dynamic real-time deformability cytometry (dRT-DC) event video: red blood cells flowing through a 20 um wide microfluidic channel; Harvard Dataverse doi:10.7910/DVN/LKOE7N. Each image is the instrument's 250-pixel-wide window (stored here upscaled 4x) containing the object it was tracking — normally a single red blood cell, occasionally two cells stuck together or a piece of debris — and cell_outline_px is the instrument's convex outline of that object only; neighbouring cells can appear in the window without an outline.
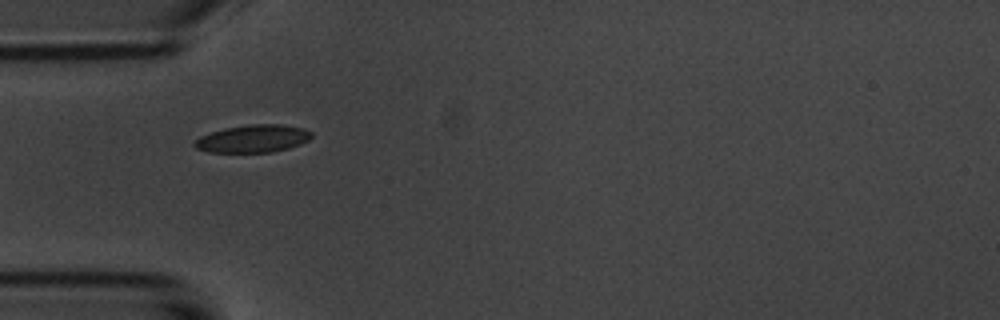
{"species": "common noctule bat (a hibernating species)", "species_latin": "Nyctalus noctula", "temperature_condition": "room temperature", "stored_images_in_passage": 14, "camera_frame_rate_fps": 3000, "um_per_image_px": 0.085, "animal": {"sex": "male", "body_mass_g": 20.1, "forearm_length_mm": 53.5}, "frame": {"image": 1, "passage_image": 1, "time_ms": 0.0, "image_size_px": [1000, 320], "cell_outline_px": [[312, 136], [308, 140], [300, 144], [288, 148], [272, 152], [208, 152], [196, 148], [192, 144], [200, 136], [224, 128], [248, 124], [280, 124], [304, 128], [312, 132]], "centroid_in_image_um": [21.5, 11.78], "position_along_channel_um": 63.5, "area_um2": 18.84}}
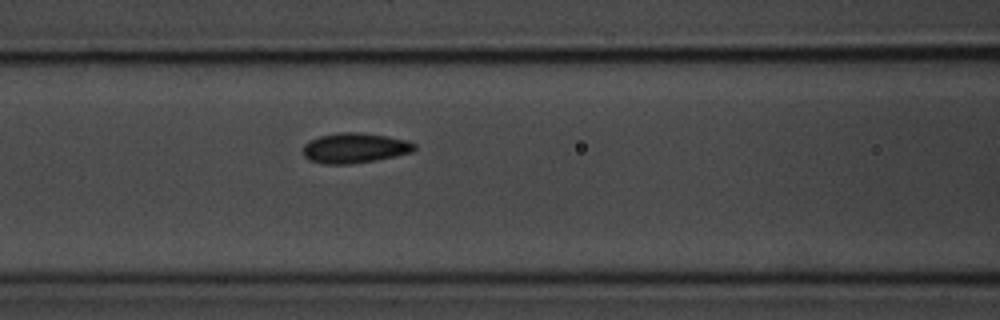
{"frame": {"image": 2, "passage_image": 7, "time_ms": 2.0, "image_size_px": [1000, 320], "cell_outline_px": [[416, 148], [412, 152], [396, 156], [376, 160], [348, 164], [324, 164], [308, 160], [304, 156], [304, 144], [308, 140], [320, 136], [340, 132], [360, 132], [388, 136], [408, 140], [416, 144]], "centroid_in_image_um": [30.16, 12.57], "position_along_channel_um": 136.4, "area_um2": 19.71}}
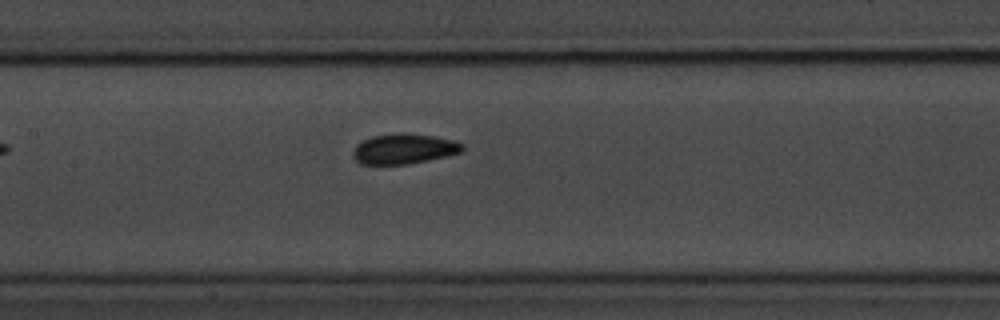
{"frame": {"image": 3, "passage_image": 10, "time_ms": 3.0, "image_size_px": [1000, 320], "cell_outline_px": [[464, 148], [460, 152], [428, 160], [408, 164], [360, 164], [352, 156], [352, 152], [356, 144], [372, 136], [432, 136], [452, 140], [464, 144]], "centroid_in_image_um": [34.3, 12.7], "position_along_channel_um": 173.1, "area_um2": 18.26}}